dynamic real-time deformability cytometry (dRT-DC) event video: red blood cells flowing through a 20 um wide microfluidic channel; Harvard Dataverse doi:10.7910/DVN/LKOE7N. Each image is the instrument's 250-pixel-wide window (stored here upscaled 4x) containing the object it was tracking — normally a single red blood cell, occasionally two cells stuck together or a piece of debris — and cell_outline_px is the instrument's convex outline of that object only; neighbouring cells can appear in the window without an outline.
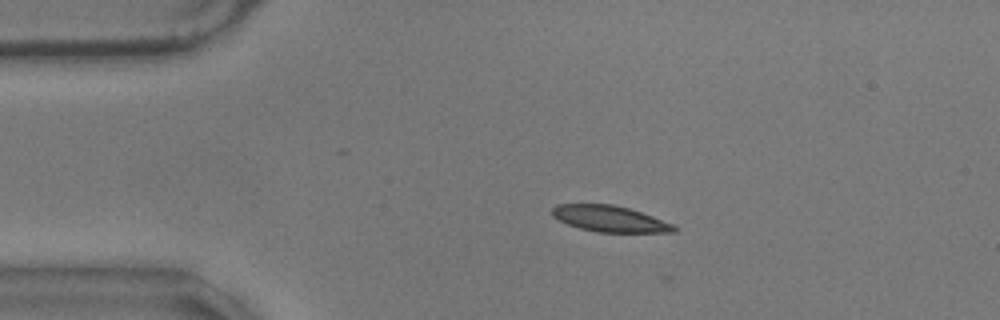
{"species": "common noctule bat (a hibernating species)", "species_latin": "Nyctalus noctula", "temperature_condition": "warm", "stored_images_in_passage": 47, "camera_frame_rate_fps": 3000, "um_per_image_px": 0.085, "animal": {"sex": "male", "body_mass_g": 17.9}, "frame": {"image": 1, "passage_image": 1, "time_ms": 0.0, "image_size_px": [1000, 320], "cell_outline_px": [[676, 228], [672, 232], [596, 232], [580, 228], [568, 224], [552, 216], [552, 208], [556, 204], [612, 204], [628, 208], [652, 216], [672, 224]], "centroid_in_image_um": [51.78, 18.59], "position_along_channel_um": 33.2, "area_um2": 18.26}}
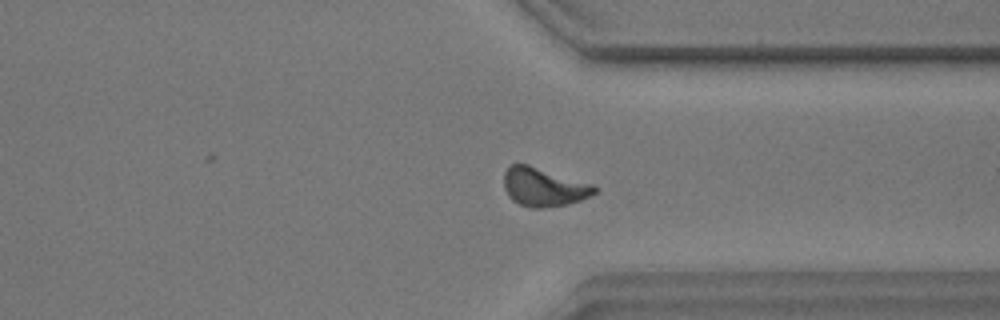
{"frame": {"image": 2, "passage_image": 33, "time_ms": 10.667, "image_size_px": [1000, 320], "cell_outline_px": [[600, 188], [596, 192], [580, 200], [564, 204], [540, 208], [532, 208], [520, 204], [512, 200], [508, 196], [504, 188], [504, 172], [512, 164], [528, 164], [596, 184]], "centroid_in_image_um": [46.24, 15.88], "position_along_channel_um": 365.2, "area_um2": 20.52}}
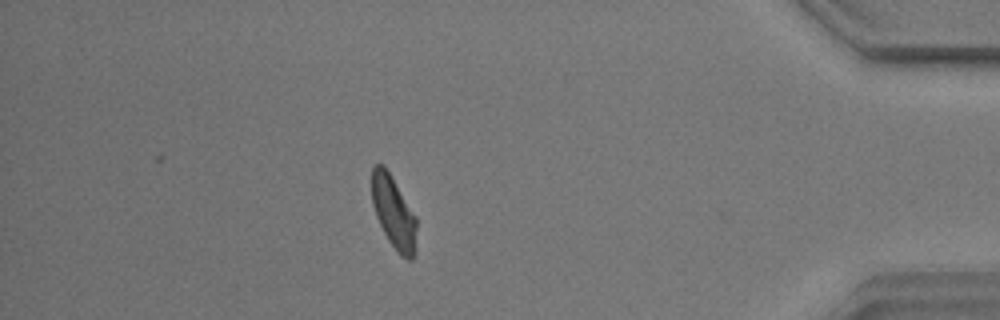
{"frame": {"image": 3, "passage_image": 40, "time_ms": 13.0, "image_size_px": [1000, 320], "cell_outline_px": [[416, 252], [412, 260], [408, 260], [400, 256], [396, 252], [388, 240], [376, 216], [372, 204], [372, 168], [376, 164], [384, 164], [416, 216]], "centroid_in_image_um": [33.47, 18.09], "position_along_channel_um": 401.7, "area_um2": 19.02}, "authors_computed_cell_mechanics": {"area_um2": 19.5942, "velocity_mm_per_s": 3.4738, "shape_relaxation_time_tau1_ms": 5.1178, "shape_relaxation_time_tau2_ms": 1.8056, "deformation_change_tau1": 0.1334, "deformation_change_tau2": 0.0811}}